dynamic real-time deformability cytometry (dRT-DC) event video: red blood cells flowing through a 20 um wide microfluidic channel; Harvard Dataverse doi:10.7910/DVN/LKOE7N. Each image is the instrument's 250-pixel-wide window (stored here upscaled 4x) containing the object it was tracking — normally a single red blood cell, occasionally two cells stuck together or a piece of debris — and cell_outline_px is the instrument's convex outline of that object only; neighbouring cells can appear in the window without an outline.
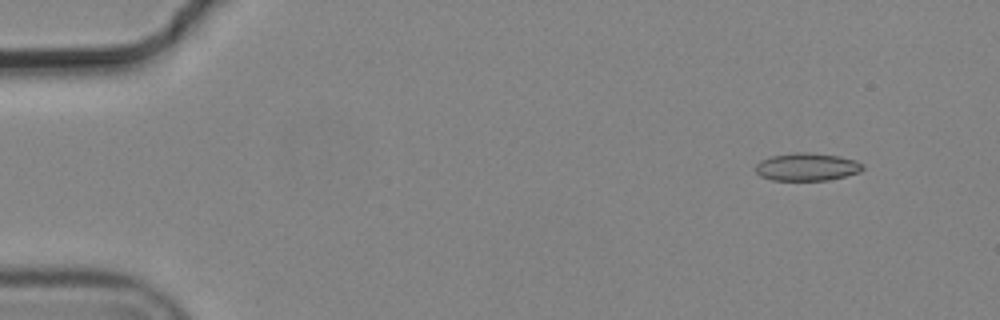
{"species": "common noctule bat (a hibernating species)", "species_latin": "Nyctalus noctula", "temperature_condition": "cold", "stored_images_in_passage": 5, "camera_frame_rate_fps": 3000, "um_per_image_px": 0.085, "animal": {"sex": "male", "body_mass_g": 19.2, "forearm_length_mm": 51.8}, "frame": {"image": 1, "passage_image": 2, "time_ms": 0.333, "image_size_px": [1000, 320], "cell_outline_px": [[864, 168], [860, 172], [828, 180], [772, 180], [760, 176], [756, 172], [756, 164], [760, 160], [772, 156], [796, 152], [808, 152], [840, 156], [856, 160], [864, 164]], "centroid_in_image_um": [68.6, 14.18], "position_along_channel_um": 16.4, "area_um2": 17.4}}
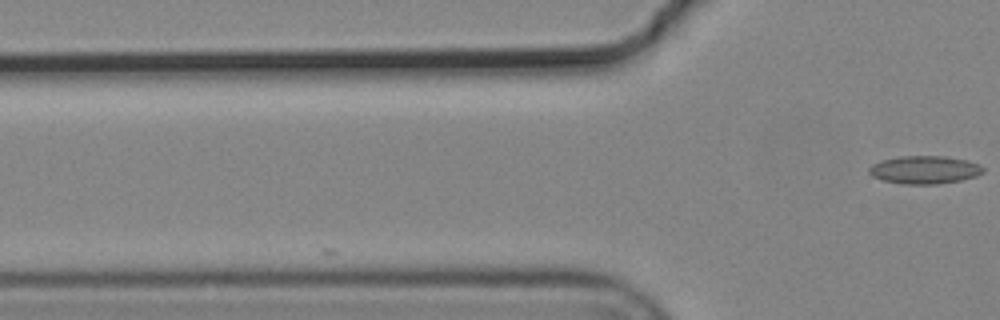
{"frame": {"image": 2, "passage_image": 5, "time_ms": 1.333, "image_size_px": [1000, 320], "cell_outline_px": [[984, 172], [976, 176], [960, 180], [936, 184], [904, 184], [884, 180], [872, 176], [868, 172], [868, 168], [872, 164], [880, 160], [900, 156], [944, 156], [968, 160], [980, 164], [984, 168]], "centroid_in_image_um": [78.59, 14.42], "position_along_channel_um": 47.2, "area_um2": 18.67}}